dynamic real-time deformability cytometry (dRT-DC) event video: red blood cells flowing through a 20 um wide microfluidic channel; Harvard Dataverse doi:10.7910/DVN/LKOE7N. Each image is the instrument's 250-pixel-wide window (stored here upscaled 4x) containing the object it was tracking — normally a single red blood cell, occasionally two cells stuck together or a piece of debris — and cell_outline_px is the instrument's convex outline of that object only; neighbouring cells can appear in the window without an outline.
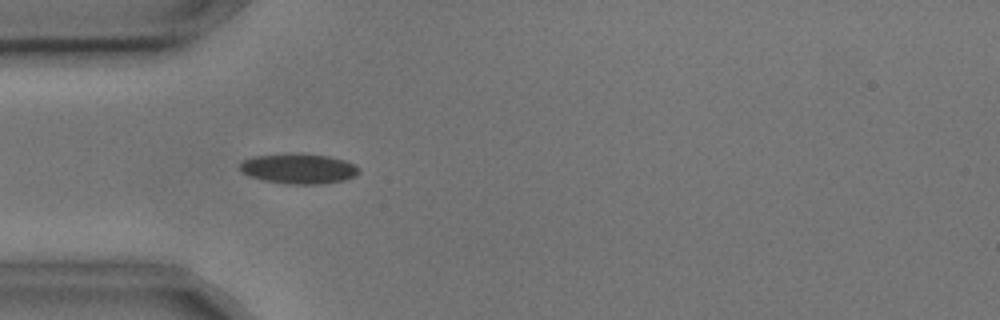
{"species": "common noctule bat (a hibernating species)", "species_latin": "Nyctalus noctula", "temperature_condition": "cold", "stored_images_in_passage": 5, "camera_frame_rate_fps": 3000, "um_per_image_px": 0.085, "animal": {"sex": "male", "body_mass_g": 17.9, "forearm_length_mm": 54.2}, "frame": {"image": 1, "passage_image": 4, "time_ms": 1.0, "image_size_px": [1000, 320], "cell_outline_px": [[360, 168], [352, 176], [344, 180], [320, 184], [288, 184], [264, 180], [252, 176], [244, 172], [240, 168], [240, 160], [252, 156], [284, 152], [300, 152], [328, 156], [344, 160]], "centroid_in_image_um": [25.32, 14.3], "position_along_channel_um": 59.7, "area_um2": 21.04}}